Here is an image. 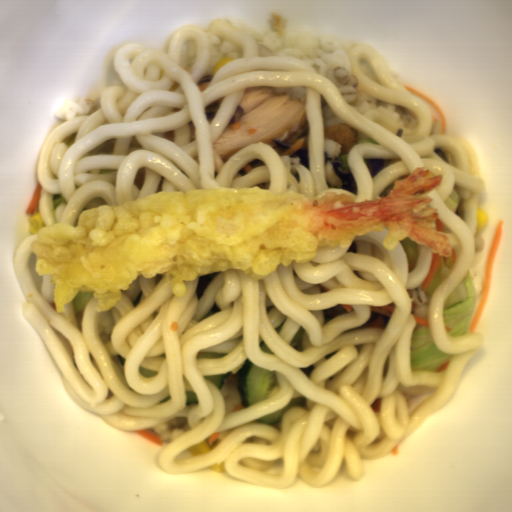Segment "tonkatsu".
<instances>
[{
  "mask_svg": "<svg viewBox=\"0 0 512 512\" xmlns=\"http://www.w3.org/2000/svg\"><path fill=\"white\" fill-rule=\"evenodd\" d=\"M325 140L341 146V154L349 153L359 142V130L348 124L334 125L324 128Z\"/></svg>",
  "mask_w": 512,
  "mask_h": 512,
  "instance_id": "d4beea91",
  "label": "tonkatsu"
}]
</instances>
